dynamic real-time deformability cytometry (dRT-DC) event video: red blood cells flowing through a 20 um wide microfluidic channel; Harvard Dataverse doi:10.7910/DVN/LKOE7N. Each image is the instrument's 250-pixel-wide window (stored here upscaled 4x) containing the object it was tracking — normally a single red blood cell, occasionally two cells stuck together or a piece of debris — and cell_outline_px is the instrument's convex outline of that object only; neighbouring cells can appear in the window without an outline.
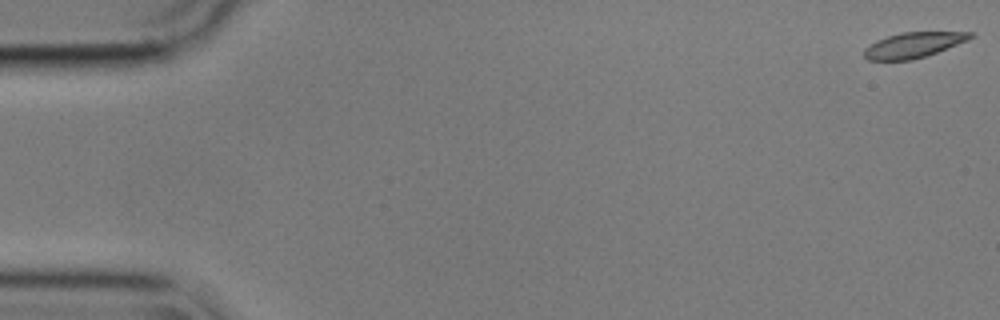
{"species": "common noctule bat (a hibernating species)", "species_latin": "Nyctalus noctula", "temperature_condition": "cold", "stored_images_in_passage": 57, "camera_frame_rate_fps": 3000, "um_per_image_px": 0.085, "animal": {"sex": "male", "body_mass_g": 17.9}, "frame": {"image": 1, "passage_image": 1, "time_ms": 0.0, "image_size_px": [1000, 320], "cell_outline_px": [[976, 36], [968, 40], [936, 52], [912, 60], [868, 60], [864, 56], [864, 48], [876, 40], [900, 32], [972, 32]], "centroid_in_image_um": [77.63, 3.82], "position_along_channel_um": 7.4, "area_um2": 15.61}}
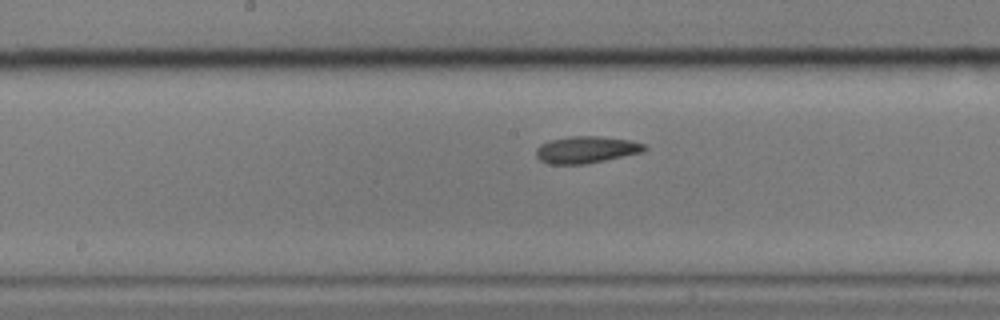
{"frame": {"image": 2, "passage_image": 29, "time_ms": 9.333, "image_size_px": [1000, 320], "cell_outline_px": [[648, 148], [644, 152], [584, 164], [548, 164], [540, 160], [536, 156], [536, 148], [540, 144], [552, 140], [572, 136], [596, 136], [632, 140], [644, 144]], "centroid_in_image_um": [49.84, 12.72], "position_along_channel_um": 198.4, "area_um2": 16.94}}
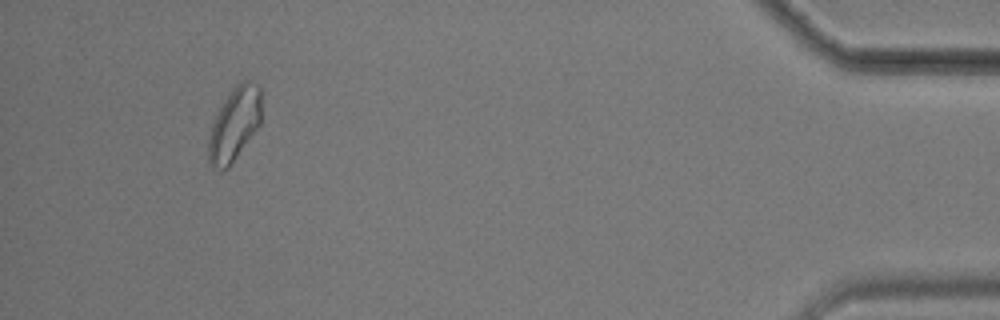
{"frame": {"image": 3, "passage_image": 53, "time_ms": 17.333, "image_size_px": [1000, 320], "cell_outline_px": [[260, 124], [228, 168], [212, 168], [208, 164], [208, 140], [212, 124], [224, 100], [232, 88], [240, 80], [248, 80], [256, 84], [260, 88]], "centroid_in_image_um": [19.91, 10.55], "position_along_channel_um": 415.3, "area_um2": 22.31}, "authors_computed_cell_mechanics": {"area_um2": 17.2822, "velocity_mm_per_s": 3.5382, "shape_relaxation_time_tau1_ms": 5.6018, "shape_relaxation_time_tau2_ms": 3.856, "deformation_change_tau1": 0.1177, "deformation_change_tau2": 0.0974}}